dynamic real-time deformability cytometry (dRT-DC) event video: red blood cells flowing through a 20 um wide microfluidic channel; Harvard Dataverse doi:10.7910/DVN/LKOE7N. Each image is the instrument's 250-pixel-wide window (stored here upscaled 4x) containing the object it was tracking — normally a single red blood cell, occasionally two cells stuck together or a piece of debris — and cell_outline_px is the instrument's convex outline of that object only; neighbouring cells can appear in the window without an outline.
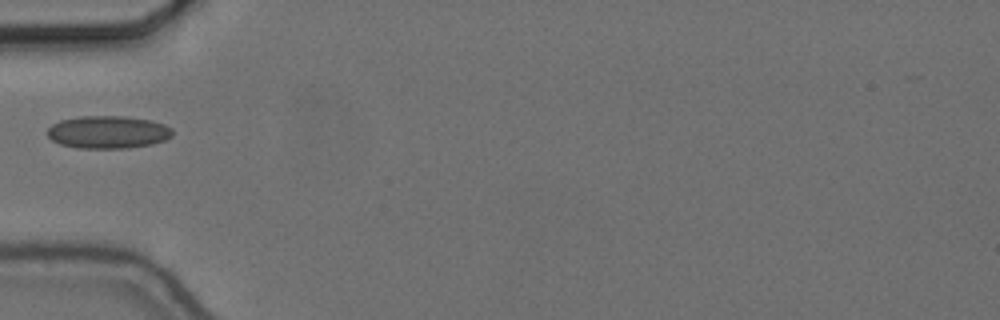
{"species": "common noctule bat (a hibernating species)", "species_latin": "Nyctalus noctula", "temperature_condition": "cold", "stored_images_in_passage": 9, "camera_frame_rate_fps": 3000, "um_per_image_px": 0.085, "animal": {"sex": "female", "body_mass_g": 24.6, "forearm_length_mm": 56.2}, "frame": {"image": 1, "passage_image": 1, "time_ms": 0.0, "image_size_px": [1000, 320], "cell_outline_px": [[172, 136], [164, 140], [152, 144], [128, 148], [76, 148], [60, 144], [52, 140], [48, 136], [48, 128], [52, 124], [60, 120], [80, 116], [124, 116], [148, 120], [164, 124], [172, 128]], "centroid_in_image_um": [9.16, 11.23], "position_along_channel_um": 75.8, "area_um2": 23.81}}